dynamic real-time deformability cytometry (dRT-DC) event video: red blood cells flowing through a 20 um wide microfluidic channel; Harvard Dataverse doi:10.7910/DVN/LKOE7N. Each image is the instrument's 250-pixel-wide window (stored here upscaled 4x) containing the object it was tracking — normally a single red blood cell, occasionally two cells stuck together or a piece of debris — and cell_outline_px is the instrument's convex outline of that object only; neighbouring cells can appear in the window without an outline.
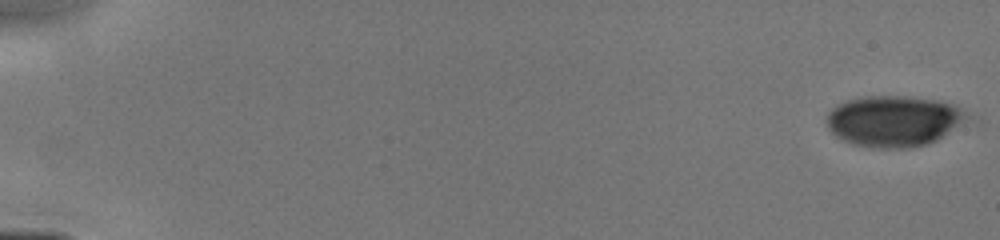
{"species": "human", "species_latin": "Homo sapiens", "temperature_condition": "cold", "stored_images_in_passage": 35, "camera_frame_rate_fps": 3000, "um_per_image_px": 0.085, "donor": {"sex": "male"}, "frame": {"image": 1, "passage_image": 1, "time_ms": 0.0, "image_size_px": [1000, 240], "cell_outline_px": [[968, 116], [964, 120], [936, 140], [928, 144], [908, 148], [872, 148], [852, 144], [836, 136], [828, 128], [824, 120], [828, 112], [832, 108], [848, 100], [864, 96], [908, 96], [936, 100], [952, 104]], "centroid_in_image_um": [75.87, 10.29], "position_along_channel_um": 9.1, "area_um2": 41.27}}
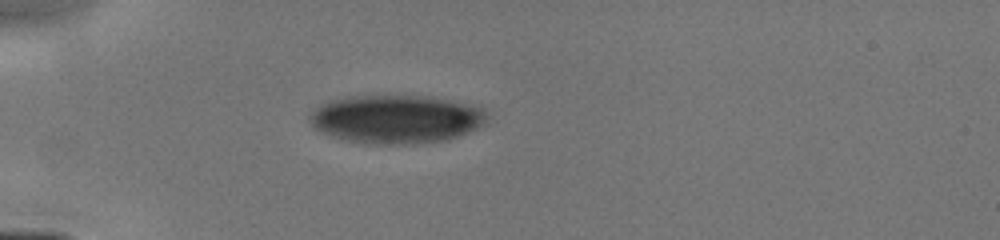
{"frame": {"image": 2, "passage_image": 28, "time_ms": 4.667, "image_size_px": [1000, 240], "cell_outline_px": [[488, 116], [484, 124], [468, 132], [448, 140], [416, 144], [364, 144], [344, 140], [320, 132], [312, 128], [308, 120], [308, 112], [312, 108], [328, 100], [348, 96], [428, 96], [480, 104], [484, 108]], "centroid_in_image_um": [33.66, 10.12], "position_along_channel_um": 51.3, "area_um2": 51.33}}